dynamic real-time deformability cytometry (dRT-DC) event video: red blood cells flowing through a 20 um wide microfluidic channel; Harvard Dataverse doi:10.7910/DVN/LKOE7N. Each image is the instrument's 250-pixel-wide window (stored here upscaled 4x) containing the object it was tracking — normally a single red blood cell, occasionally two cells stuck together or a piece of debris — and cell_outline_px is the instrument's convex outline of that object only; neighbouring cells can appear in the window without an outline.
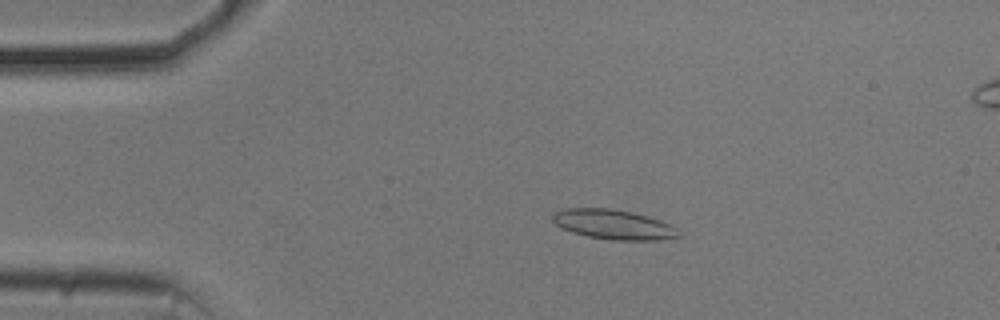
{"species": "common noctule bat (a hibernating species)", "species_latin": "Nyctalus noctula", "temperature_condition": "cold", "stored_images_in_passage": 53, "camera_frame_rate_fps": 3000, "um_per_image_px": 0.085, "animal": {"sex": "male", "body_mass_g": 20.5, "forearm_length_mm": 52.5}, "frame": {"image": 1, "passage_image": 10, "time_ms": 3.0, "image_size_px": [1000, 320], "cell_outline_px": [[680, 236], [660, 240], [612, 240], [588, 236], [572, 232], [556, 224], [552, 220], [552, 216], [556, 212], [564, 208], [608, 208], [632, 212], [660, 220], [680, 228]], "centroid_in_image_um": [52.19, 19.08], "position_along_channel_um": 32.8, "area_um2": 21.79}}
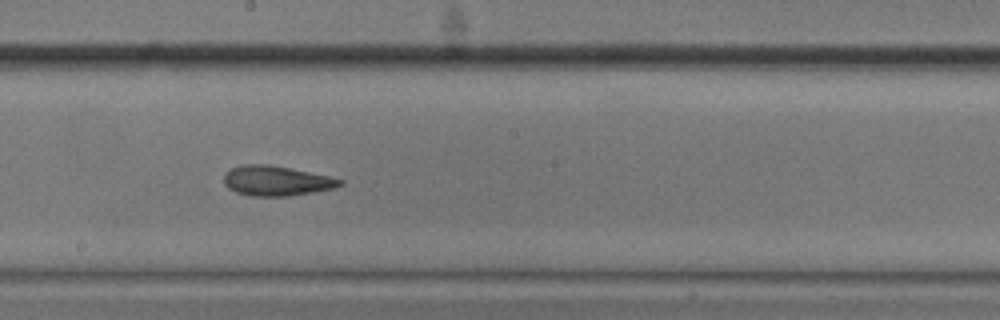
{"frame": {"image": 2, "passage_image": 29, "time_ms": 9.333, "image_size_px": [1000, 320], "cell_outline_px": [[344, 184], [336, 188], [288, 196], [252, 196], [236, 192], [228, 188], [224, 184], [224, 176], [232, 168], [240, 164], [268, 164], [328, 176], [344, 180]], "centroid_in_image_um": [23.49, 15.37], "position_along_channel_um": 224.7, "area_um2": 20.11}}
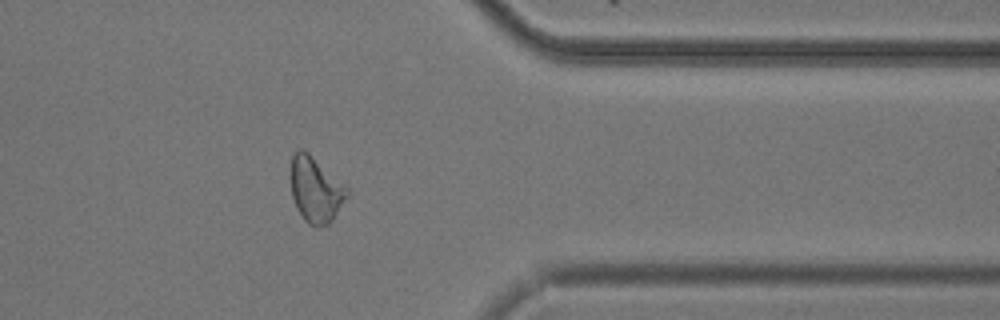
{"frame": {"image": 3, "passage_image": 43, "time_ms": 14.0, "image_size_px": [1000, 320], "cell_outline_px": [[348, 196], [332, 220], [328, 224], [316, 228], [308, 224], [304, 220], [296, 208], [292, 196], [288, 176], [292, 156], [300, 148], [308, 152], [348, 188]], "centroid_in_image_um": [26.78, 16.13], "position_along_channel_um": 384.6, "area_um2": 21.73}, "authors_computed_cell_mechanics": {"area_um2": 21.386, "velocity_mm_per_s": 3.7038, "shape_relaxation_time_tau1_ms": 4.1679, "shape_relaxation_time_tau2_ms": 2.5232, "deformation_change_tau1": 0.1287, "deformation_change_tau2": 0.1132}}